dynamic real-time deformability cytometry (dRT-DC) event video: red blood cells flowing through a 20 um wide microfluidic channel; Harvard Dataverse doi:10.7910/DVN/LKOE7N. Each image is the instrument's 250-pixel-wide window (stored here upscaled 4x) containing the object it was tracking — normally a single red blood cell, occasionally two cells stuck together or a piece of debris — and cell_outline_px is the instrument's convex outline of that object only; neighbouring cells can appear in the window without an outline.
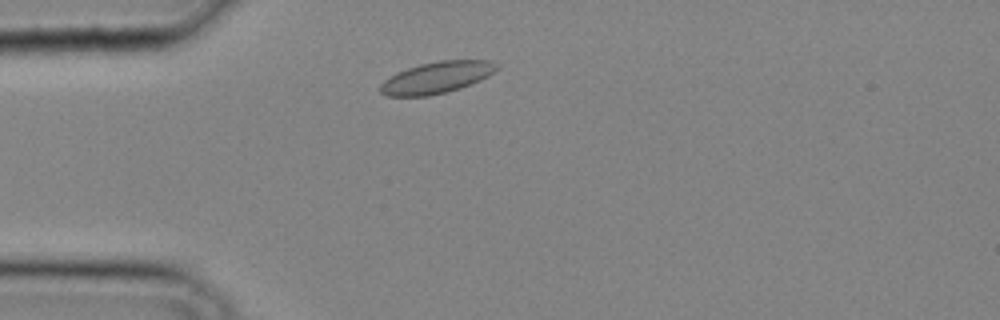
{"species": "common noctule bat (a hibernating species)", "species_latin": "Nyctalus noctula", "temperature_condition": "cold", "stored_images_in_passage": 25, "camera_frame_rate_fps": 3000, "um_per_image_px": 0.085, "animal": {"sex": "male", "body_mass_g": 20.4}, "frame": {"image": 1, "passage_image": 4, "time_ms": 1.0, "image_size_px": [1000, 320], "cell_outline_px": [[500, 68], [488, 76], [480, 80], [460, 88], [428, 96], [388, 96], [380, 92], [380, 84], [384, 80], [408, 68], [420, 64], [440, 60], [492, 60], [500, 64]], "centroid_in_image_um": [37.18, 6.58], "position_along_channel_um": 47.8, "area_um2": 21.33}}
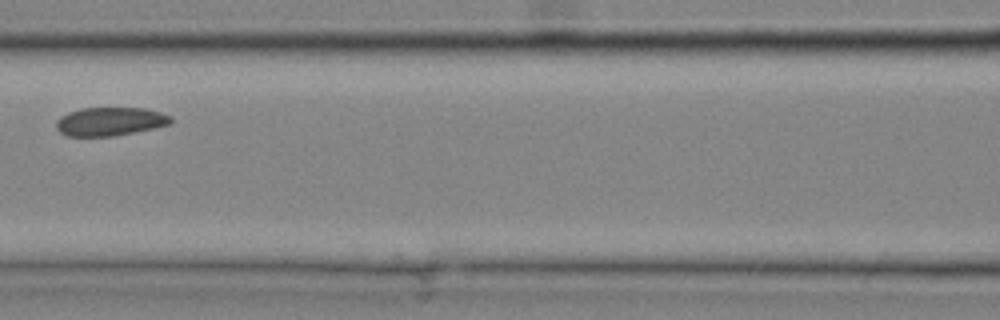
{"frame": {"image": 2, "passage_image": 11, "time_ms": 3.333, "image_size_px": [1000, 320], "cell_outline_px": [[172, 124], [116, 136], [68, 136], [60, 132], [56, 128], [56, 120], [60, 116], [68, 112], [80, 108], [144, 108], [160, 112], [172, 116]], "centroid_in_image_um": [9.36, 10.32], "position_along_channel_um": 157.2, "area_um2": 19.19}}
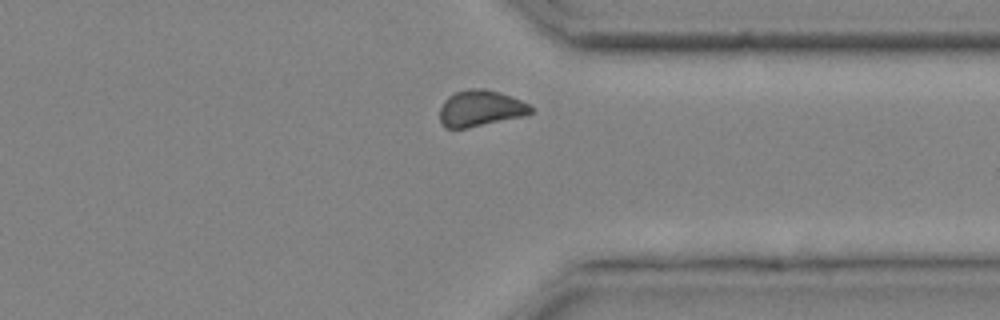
{"frame": {"image": 3, "passage_image": 23, "time_ms": 7.333, "image_size_px": [1000, 320], "cell_outline_px": [[536, 112], [524, 116], [468, 128], [444, 128], [440, 120], [440, 108], [444, 100], [448, 96], [456, 92], [468, 88], [484, 88], [500, 92], [512, 96], [536, 108]], "centroid_in_image_um": [40.87, 9.21], "position_along_channel_um": 370.5, "area_um2": 19.54}}